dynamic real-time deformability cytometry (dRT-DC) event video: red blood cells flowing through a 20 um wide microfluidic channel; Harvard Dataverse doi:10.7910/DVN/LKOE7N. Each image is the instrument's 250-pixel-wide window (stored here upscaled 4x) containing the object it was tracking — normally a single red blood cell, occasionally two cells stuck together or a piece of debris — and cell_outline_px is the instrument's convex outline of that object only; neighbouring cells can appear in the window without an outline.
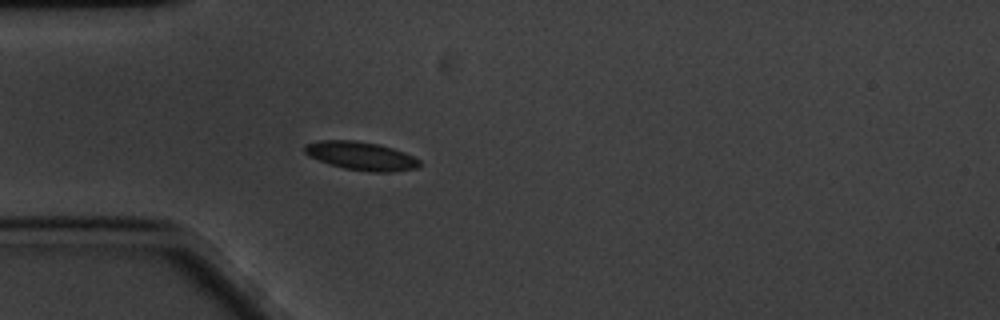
{"species": "common noctule bat (a hibernating species)", "species_latin": "Nyctalus noctula", "temperature_condition": "cold", "stored_images_in_passage": 45, "camera_frame_rate_fps": 3000, "um_per_image_px": 0.085, "animal": {"sex": "male", "body_mass_g": 20.1, "forearm_length_mm": 53.5}, "frame": {"image": 1, "passage_image": 1, "time_ms": 0.0, "image_size_px": [1000, 320], "cell_outline_px": [[420, 164], [416, 168], [392, 172], [372, 172], [344, 168], [328, 164], [308, 156], [304, 152], [304, 144], [320, 140], [356, 140], [376, 144], [392, 148], [404, 152], [420, 160]], "centroid_in_image_um": [30.65, 13.25], "position_along_channel_um": 54.4, "area_um2": 19.02}}
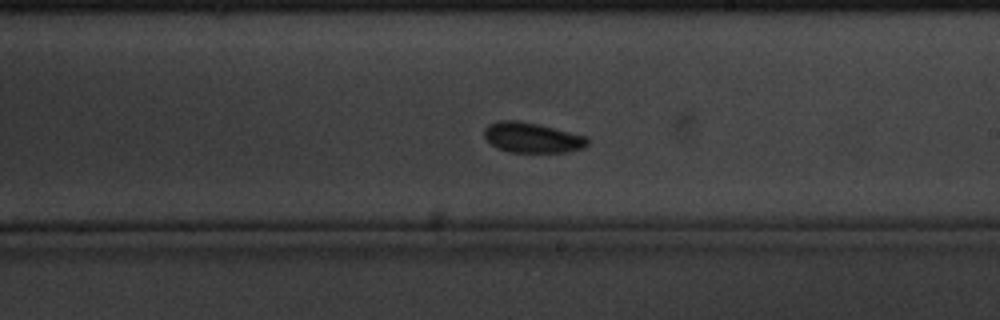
{"frame": {"image": 2, "passage_image": 19, "time_ms": 6.0, "image_size_px": [1000, 320], "cell_outline_px": [[588, 144], [584, 148], [568, 152], [508, 152], [496, 148], [484, 136], [484, 128], [488, 124], [496, 120], [520, 120], [540, 124], [588, 136]], "centroid_in_image_um": [45.24, 11.68], "position_along_channel_um": 243.8, "area_um2": 18.55}}
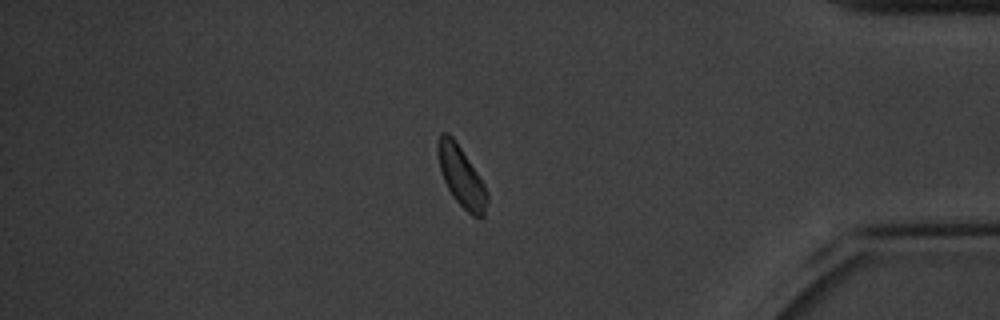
{"frame": {"image": 3, "passage_image": 36, "time_ms": 11.667, "image_size_px": [1000, 320], "cell_outline_px": [[488, 200], [484, 216], [480, 220], [476, 220], [452, 196], [444, 180], [440, 168], [436, 152], [436, 144], [440, 132], [448, 132], [456, 140], [484, 184], [488, 196]], "centroid_in_image_um": [39.2, 15.0], "position_along_channel_um": 396.0, "area_um2": 17.51}, "authors_computed_cell_mechanics": {"area_um2": 17.6868, "velocity_mm_per_s": 3.2508, "shape_relaxation_time_tau1_ms": 1.2814, "shape_relaxation_time_tau2_ms": 6.1181, "deformation_change_tau1": 0.0712, "deformation_change_tau2": 0.1016}}